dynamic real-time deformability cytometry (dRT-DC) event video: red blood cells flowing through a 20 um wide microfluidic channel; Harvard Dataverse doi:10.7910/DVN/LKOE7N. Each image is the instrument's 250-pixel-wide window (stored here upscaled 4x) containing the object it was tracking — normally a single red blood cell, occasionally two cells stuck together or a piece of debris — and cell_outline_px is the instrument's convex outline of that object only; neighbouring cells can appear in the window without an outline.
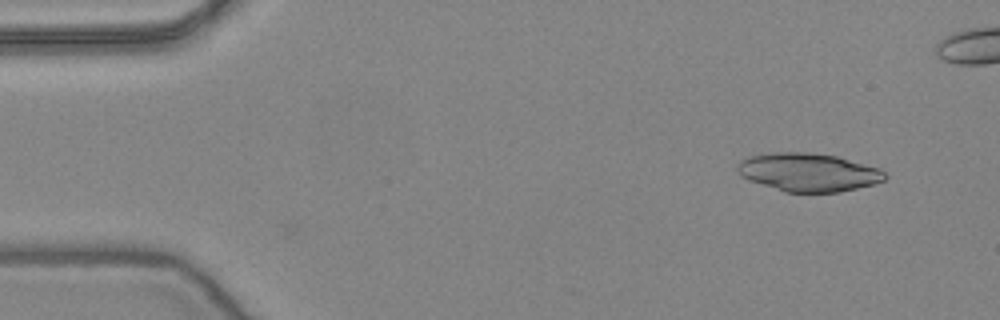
{"species": "common noctule bat (a hibernating species)", "species_latin": "Nyctalus noctula", "temperature_condition": "warm", "stored_images_in_passage": 46, "camera_frame_rate_fps": 3000, "um_per_image_px": 0.085, "animal": {"sex": "female", "body_mass_g": 24.6, "forearm_length_mm": 56.2}, "frame": {"image": 1, "passage_image": 4, "time_ms": 1.0, "image_size_px": [1000, 320], "cell_outline_px": [[888, 176], [884, 180], [872, 184], [840, 192], [784, 192], [748, 180], [740, 176], [736, 172], [736, 168], [740, 160], [748, 156], [768, 152], [808, 152], [836, 156], [880, 168]], "centroid_in_image_um": [68.66, 14.63], "position_along_channel_um": 16.3, "area_um2": 33.12}}